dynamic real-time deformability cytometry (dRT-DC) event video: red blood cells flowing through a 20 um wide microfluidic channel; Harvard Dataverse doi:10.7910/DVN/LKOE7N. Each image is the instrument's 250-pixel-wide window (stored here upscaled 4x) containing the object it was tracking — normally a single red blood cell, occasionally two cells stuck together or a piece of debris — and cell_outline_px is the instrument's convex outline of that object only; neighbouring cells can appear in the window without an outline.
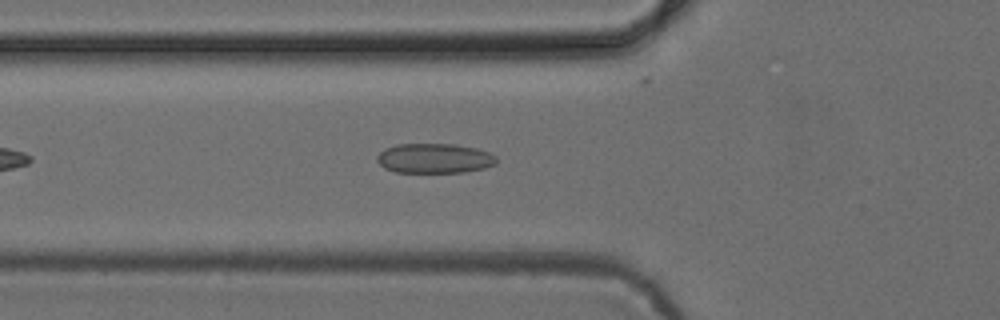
{"species": "common noctule bat (a hibernating species)", "species_latin": "Nyctalus noctula", "temperature_condition": "cold", "stored_images_in_passage": 38, "camera_frame_rate_fps": 3000, "um_per_image_px": 0.085, "animal": {"sex": "female", "body_mass_g": 24.6, "forearm_length_mm": 56.2}, "frame": {"image": 1, "passage_image": 7, "time_ms": 2.0, "image_size_px": [1000, 320], "cell_outline_px": [[496, 164], [484, 168], [464, 172], [396, 172], [384, 168], [376, 160], [376, 156], [384, 148], [396, 144], [456, 144], [476, 148], [488, 152], [496, 156]], "centroid_in_image_um": [36.91, 13.45], "position_along_channel_um": 88.9, "area_um2": 20.81}}
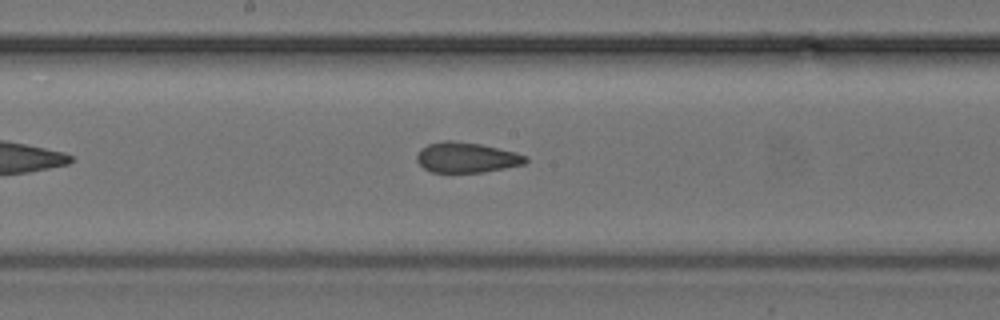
{"frame": {"image": 2, "passage_image": 16, "time_ms": 5.0, "image_size_px": [1000, 320], "cell_outline_px": [[528, 160], [524, 164], [484, 172], [432, 172], [424, 168], [416, 160], [416, 156], [420, 148], [428, 144], [444, 140], [452, 140], [480, 144], [516, 152], [528, 156]], "centroid_in_image_um": [39.65, 13.38], "position_along_channel_um": 208.6, "area_um2": 19.25}}
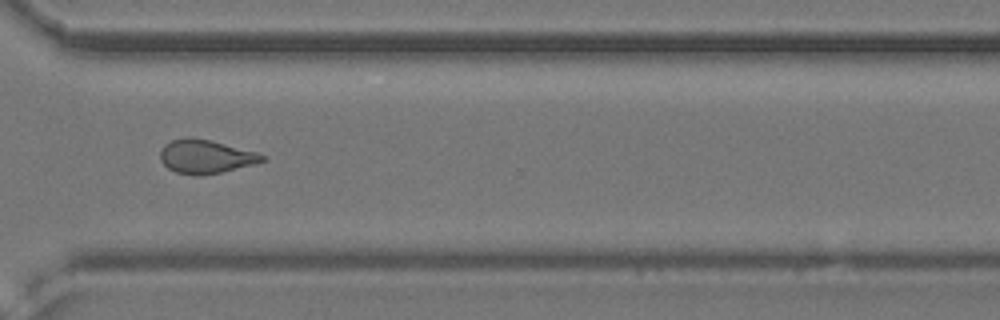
{"frame": {"image": 3, "passage_image": 27, "time_ms": 8.667, "image_size_px": [1000, 320], "cell_outline_px": [[264, 160], [252, 164], [220, 172], [200, 176], [176, 172], [168, 168], [160, 160], [160, 152], [164, 144], [172, 140], [184, 136], [192, 136], [212, 140], [256, 152], [264, 156]], "centroid_in_image_um": [17.42, 13.28], "position_along_channel_um": 353.2, "area_um2": 19.94}, "authors_computed_cell_mechanics": {"area_um2": 19.7676, "velocity_mm_per_s": 3.9617, "shape_relaxation_time_tau1_ms": null, "shape_relaxation_time_tau2_ms": 1.7794, "deformation_change_tau1": null, "deformation_change_tau2": 0.0928}}